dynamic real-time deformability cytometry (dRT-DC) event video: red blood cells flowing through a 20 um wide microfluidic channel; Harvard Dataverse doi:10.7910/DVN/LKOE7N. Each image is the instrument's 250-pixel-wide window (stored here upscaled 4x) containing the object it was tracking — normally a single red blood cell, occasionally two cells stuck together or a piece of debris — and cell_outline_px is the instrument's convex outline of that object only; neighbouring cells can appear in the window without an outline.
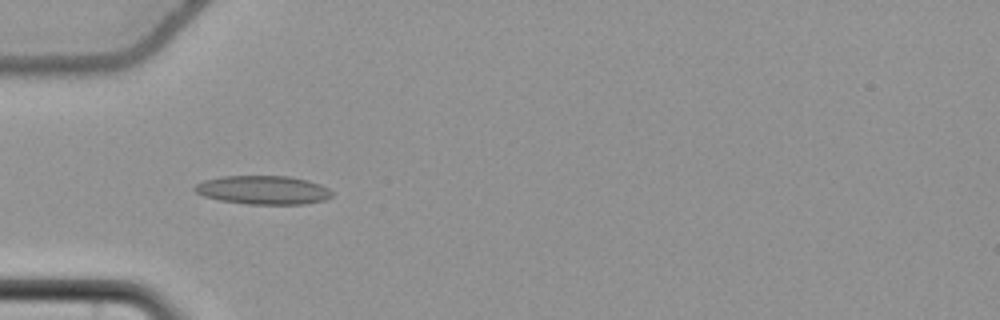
{"species": "common noctule bat (a hibernating species)", "species_latin": "Nyctalus noctula", "temperature_condition": "cold", "stored_images_in_passage": 8, "camera_frame_rate_fps": 3000, "um_per_image_px": 0.085, "animal": {"sex": "female", "body_mass_g": 22.7, "forearm_length_mm": 54.2}, "frame": {"image": 1, "passage_image": 5, "time_ms": 1.333, "image_size_px": [1000, 320], "cell_outline_px": [[332, 196], [324, 200], [304, 204], [248, 204], [220, 200], [204, 196], [196, 192], [192, 188], [196, 184], [204, 180], [224, 176], [288, 176], [308, 180], [320, 184], [328, 188], [332, 192]], "centroid_in_image_um": [22.37, 16.15], "position_along_channel_um": 62.6, "area_um2": 22.89}}
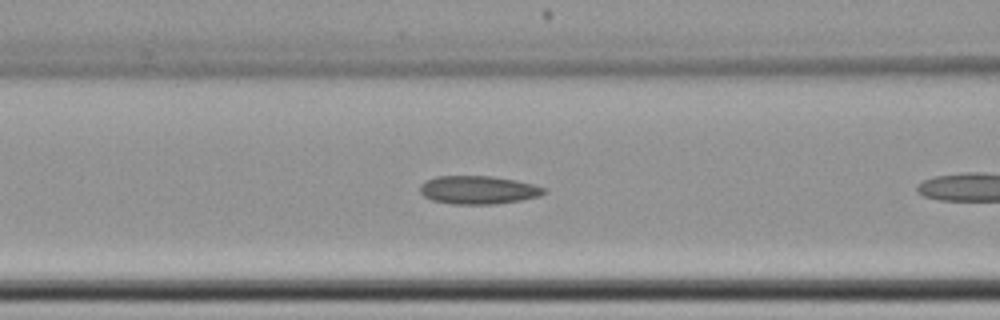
{"frame": {"image": 2, "passage_image": 7, "time_ms": 2.0, "image_size_px": [1000, 320], "cell_outline_px": [[548, 192], [540, 196], [520, 200], [496, 204], [452, 204], [432, 200], [424, 196], [420, 192], [420, 184], [424, 180], [436, 176], [492, 176], [516, 180], [548, 188]], "centroid_in_image_um": [40.66, 16.14], "position_along_channel_um": 125.9, "area_um2": 20.63}}